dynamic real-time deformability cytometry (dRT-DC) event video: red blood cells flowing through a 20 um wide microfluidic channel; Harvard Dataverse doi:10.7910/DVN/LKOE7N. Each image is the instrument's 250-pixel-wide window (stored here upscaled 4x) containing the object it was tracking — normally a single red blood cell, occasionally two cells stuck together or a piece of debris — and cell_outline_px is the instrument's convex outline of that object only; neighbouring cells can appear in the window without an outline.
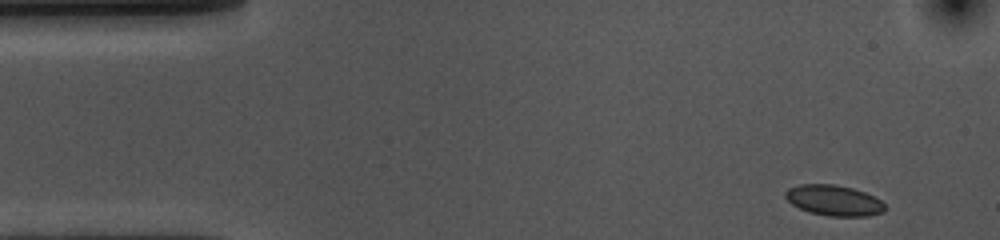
{"species": "common noctule bat (a hibernating species)", "species_latin": "Nyctalus noctula", "temperature_condition": "cold", "stored_images_in_passage": 51, "camera_frame_rate_fps": 3000, "um_per_image_px": 0.085, "animal": {"sex": "female", "body_mass_g": 10.0, "forearm_length_mm": 53.1}, "frame": {"image": 1, "passage_image": 1, "time_ms": 0.0, "image_size_px": [1000, 240], "cell_outline_px": [[884, 212], [868, 216], [828, 216], [808, 212], [792, 204], [784, 196], [784, 192], [788, 188], [800, 184], [832, 184], [852, 188], [864, 192], [880, 200], [884, 204]], "centroid_in_image_um": [70.85, 17.03], "position_along_channel_um": 14.2, "area_um2": 17.69}}
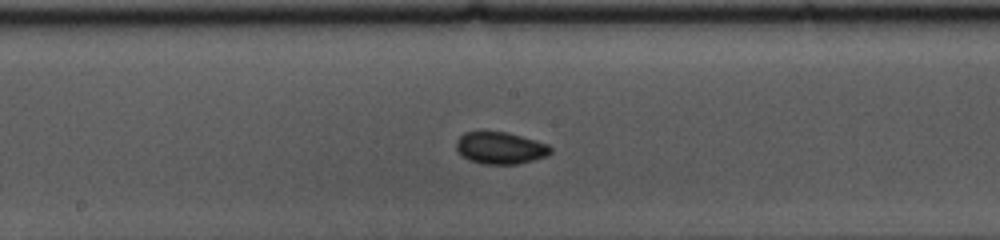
{"frame": {"image": 2, "passage_image": 24, "time_ms": 7.667, "image_size_px": [1000, 240], "cell_outline_px": [[552, 152], [548, 156], [520, 164], [480, 164], [468, 160], [460, 156], [456, 148], [456, 140], [464, 132], [504, 132], [536, 140], [548, 144], [552, 148]], "centroid_in_image_um": [42.52, 12.6], "position_along_channel_um": 205.7, "area_um2": 17.8}}
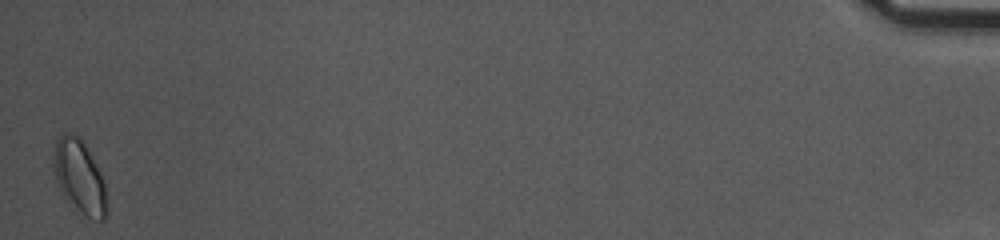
{"frame": {"image": 3, "passage_image": 51, "time_ms": 16.667, "image_size_px": [1000, 240], "cell_outline_px": [[108, 212], [104, 220], [100, 220], [88, 216], [64, 196], [56, 180], [52, 168], [52, 160], [56, 140], [64, 132], [68, 132], [76, 136], [84, 144], [96, 164], [104, 180], [108, 208]], "centroid_in_image_um": [6.76, 15.0], "position_along_channel_um": 428.4, "area_um2": 22.37}, "authors_computed_cell_mechanics": {"area_um2": 17.3978, "velocity_mm_per_s": 3.5838, "shape_relaxation_time_tau1_ms": 5.0696, "shape_relaxation_time_tau2_ms": 2.0669, "deformation_change_tau1": 0.0673, "deformation_change_tau2": 0.0352}}